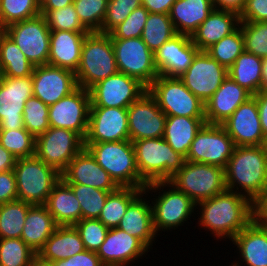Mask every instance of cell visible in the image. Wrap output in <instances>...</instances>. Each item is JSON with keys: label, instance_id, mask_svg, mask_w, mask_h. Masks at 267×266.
Segmentation results:
<instances>
[{"label": "cell", "instance_id": "cell-43", "mask_svg": "<svg viewBox=\"0 0 267 266\" xmlns=\"http://www.w3.org/2000/svg\"><path fill=\"white\" fill-rule=\"evenodd\" d=\"M0 143L16 159L35 155L36 138L26 128L0 130Z\"/></svg>", "mask_w": 267, "mask_h": 266}, {"label": "cell", "instance_id": "cell-4", "mask_svg": "<svg viewBox=\"0 0 267 266\" xmlns=\"http://www.w3.org/2000/svg\"><path fill=\"white\" fill-rule=\"evenodd\" d=\"M140 178L146 183L167 182L184 165L186 159L175 152L163 138L133 141Z\"/></svg>", "mask_w": 267, "mask_h": 266}, {"label": "cell", "instance_id": "cell-61", "mask_svg": "<svg viewBox=\"0 0 267 266\" xmlns=\"http://www.w3.org/2000/svg\"><path fill=\"white\" fill-rule=\"evenodd\" d=\"M262 91H267V58L262 62Z\"/></svg>", "mask_w": 267, "mask_h": 266}, {"label": "cell", "instance_id": "cell-38", "mask_svg": "<svg viewBox=\"0 0 267 266\" xmlns=\"http://www.w3.org/2000/svg\"><path fill=\"white\" fill-rule=\"evenodd\" d=\"M31 206L18 199L0 205V238H21L25 218Z\"/></svg>", "mask_w": 267, "mask_h": 266}, {"label": "cell", "instance_id": "cell-56", "mask_svg": "<svg viewBox=\"0 0 267 266\" xmlns=\"http://www.w3.org/2000/svg\"><path fill=\"white\" fill-rule=\"evenodd\" d=\"M257 102L261 128L265 139L267 140V91H260L252 95Z\"/></svg>", "mask_w": 267, "mask_h": 266}, {"label": "cell", "instance_id": "cell-63", "mask_svg": "<svg viewBox=\"0 0 267 266\" xmlns=\"http://www.w3.org/2000/svg\"><path fill=\"white\" fill-rule=\"evenodd\" d=\"M6 35V26L0 21V43L2 38Z\"/></svg>", "mask_w": 267, "mask_h": 266}, {"label": "cell", "instance_id": "cell-23", "mask_svg": "<svg viewBox=\"0 0 267 266\" xmlns=\"http://www.w3.org/2000/svg\"><path fill=\"white\" fill-rule=\"evenodd\" d=\"M149 251L138 238L119 228H111L97 255L104 266H128L147 255Z\"/></svg>", "mask_w": 267, "mask_h": 266}, {"label": "cell", "instance_id": "cell-12", "mask_svg": "<svg viewBox=\"0 0 267 266\" xmlns=\"http://www.w3.org/2000/svg\"><path fill=\"white\" fill-rule=\"evenodd\" d=\"M111 40L120 73L138 79L146 87L159 76L154 64V53L141 37Z\"/></svg>", "mask_w": 267, "mask_h": 266}, {"label": "cell", "instance_id": "cell-24", "mask_svg": "<svg viewBox=\"0 0 267 266\" xmlns=\"http://www.w3.org/2000/svg\"><path fill=\"white\" fill-rule=\"evenodd\" d=\"M61 178L67 184H81L108 192H113L119 188L85 147L61 173Z\"/></svg>", "mask_w": 267, "mask_h": 266}, {"label": "cell", "instance_id": "cell-11", "mask_svg": "<svg viewBox=\"0 0 267 266\" xmlns=\"http://www.w3.org/2000/svg\"><path fill=\"white\" fill-rule=\"evenodd\" d=\"M6 34L35 67L48 64L50 29L42 14L6 26Z\"/></svg>", "mask_w": 267, "mask_h": 266}, {"label": "cell", "instance_id": "cell-40", "mask_svg": "<svg viewBox=\"0 0 267 266\" xmlns=\"http://www.w3.org/2000/svg\"><path fill=\"white\" fill-rule=\"evenodd\" d=\"M244 50V37L239 26L234 32L209 47L206 52L222 66L229 69Z\"/></svg>", "mask_w": 267, "mask_h": 266}, {"label": "cell", "instance_id": "cell-33", "mask_svg": "<svg viewBox=\"0 0 267 266\" xmlns=\"http://www.w3.org/2000/svg\"><path fill=\"white\" fill-rule=\"evenodd\" d=\"M205 123V117L167 116L163 139L186 158L192 141Z\"/></svg>", "mask_w": 267, "mask_h": 266}, {"label": "cell", "instance_id": "cell-46", "mask_svg": "<svg viewBox=\"0 0 267 266\" xmlns=\"http://www.w3.org/2000/svg\"><path fill=\"white\" fill-rule=\"evenodd\" d=\"M109 0H74L73 5L81 23L90 32L102 33V23Z\"/></svg>", "mask_w": 267, "mask_h": 266}, {"label": "cell", "instance_id": "cell-25", "mask_svg": "<svg viewBox=\"0 0 267 266\" xmlns=\"http://www.w3.org/2000/svg\"><path fill=\"white\" fill-rule=\"evenodd\" d=\"M251 97L249 91L227 76L218 90L204 103L206 123L221 125Z\"/></svg>", "mask_w": 267, "mask_h": 266}, {"label": "cell", "instance_id": "cell-47", "mask_svg": "<svg viewBox=\"0 0 267 266\" xmlns=\"http://www.w3.org/2000/svg\"><path fill=\"white\" fill-rule=\"evenodd\" d=\"M48 113V105L35 96L30 97L23 109L24 128L36 138L50 127Z\"/></svg>", "mask_w": 267, "mask_h": 266}, {"label": "cell", "instance_id": "cell-35", "mask_svg": "<svg viewBox=\"0 0 267 266\" xmlns=\"http://www.w3.org/2000/svg\"><path fill=\"white\" fill-rule=\"evenodd\" d=\"M263 58L243 51L228 69V76L252 95L262 91Z\"/></svg>", "mask_w": 267, "mask_h": 266}, {"label": "cell", "instance_id": "cell-22", "mask_svg": "<svg viewBox=\"0 0 267 266\" xmlns=\"http://www.w3.org/2000/svg\"><path fill=\"white\" fill-rule=\"evenodd\" d=\"M198 52L190 36L177 33L154 52V64L159 75L179 77Z\"/></svg>", "mask_w": 267, "mask_h": 266}, {"label": "cell", "instance_id": "cell-57", "mask_svg": "<svg viewBox=\"0 0 267 266\" xmlns=\"http://www.w3.org/2000/svg\"><path fill=\"white\" fill-rule=\"evenodd\" d=\"M214 9L233 11L241 13L245 6L246 0H213Z\"/></svg>", "mask_w": 267, "mask_h": 266}, {"label": "cell", "instance_id": "cell-42", "mask_svg": "<svg viewBox=\"0 0 267 266\" xmlns=\"http://www.w3.org/2000/svg\"><path fill=\"white\" fill-rule=\"evenodd\" d=\"M80 202L82 219H98L110 192L81 184H68Z\"/></svg>", "mask_w": 267, "mask_h": 266}, {"label": "cell", "instance_id": "cell-21", "mask_svg": "<svg viewBox=\"0 0 267 266\" xmlns=\"http://www.w3.org/2000/svg\"><path fill=\"white\" fill-rule=\"evenodd\" d=\"M221 126L232 138L235 146L267 145L257 102L253 96L241 104Z\"/></svg>", "mask_w": 267, "mask_h": 266}, {"label": "cell", "instance_id": "cell-19", "mask_svg": "<svg viewBox=\"0 0 267 266\" xmlns=\"http://www.w3.org/2000/svg\"><path fill=\"white\" fill-rule=\"evenodd\" d=\"M130 140L127 108L90 107L84 143Z\"/></svg>", "mask_w": 267, "mask_h": 266}, {"label": "cell", "instance_id": "cell-29", "mask_svg": "<svg viewBox=\"0 0 267 266\" xmlns=\"http://www.w3.org/2000/svg\"><path fill=\"white\" fill-rule=\"evenodd\" d=\"M239 25L240 17L238 13L213 9L192 34L191 40L199 51H206L213 44L234 32Z\"/></svg>", "mask_w": 267, "mask_h": 266}, {"label": "cell", "instance_id": "cell-49", "mask_svg": "<svg viewBox=\"0 0 267 266\" xmlns=\"http://www.w3.org/2000/svg\"><path fill=\"white\" fill-rule=\"evenodd\" d=\"M149 12L144 6H140L133 10L129 16L108 34L111 39H129L142 36L145 22L147 21Z\"/></svg>", "mask_w": 267, "mask_h": 266}, {"label": "cell", "instance_id": "cell-39", "mask_svg": "<svg viewBox=\"0 0 267 266\" xmlns=\"http://www.w3.org/2000/svg\"><path fill=\"white\" fill-rule=\"evenodd\" d=\"M176 34L169 14L149 13L141 38L154 53Z\"/></svg>", "mask_w": 267, "mask_h": 266}, {"label": "cell", "instance_id": "cell-48", "mask_svg": "<svg viewBox=\"0 0 267 266\" xmlns=\"http://www.w3.org/2000/svg\"><path fill=\"white\" fill-rule=\"evenodd\" d=\"M245 51L267 58V22H240Z\"/></svg>", "mask_w": 267, "mask_h": 266}, {"label": "cell", "instance_id": "cell-8", "mask_svg": "<svg viewBox=\"0 0 267 266\" xmlns=\"http://www.w3.org/2000/svg\"><path fill=\"white\" fill-rule=\"evenodd\" d=\"M168 182L196 204L226 190L224 168L191 161H186Z\"/></svg>", "mask_w": 267, "mask_h": 266}, {"label": "cell", "instance_id": "cell-52", "mask_svg": "<svg viewBox=\"0 0 267 266\" xmlns=\"http://www.w3.org/2000/svg\"><path fill=\"white\" fill-rule=\"evenodd\" d=\"M240 22H267V0H246Z\"/></svg>", "mask_w": 267, "mask_h": 266}, {"label": "cell", "instance_id": "cell-58", "mask_svg": "<svg viewBox=\"0 0 267 266\" xmlns=\"http://www.w3.org/2000/svg\"><path fill=\"white\" fill-rule=\"evenodd\" d=\"M255 219L262 225L267 226V191L254 204Z\"/></svg>", "mask_w": 267, "mask_h": 266}, {"label": "cell", "instance_id": "cell-2", "mask_svg": "<svg viewBox=\"0 0 267 266\" xmlns=\"http://www.w3.org/2000/svg\"><path fill=\"white\" fill-rule=\"evenodd\" d=\"M225 184L255 204L267 191V145L236 146L225 168Z\"/></svg>", "mask_w": 267, "mask_h": 266}, {"label": "cell", "instance_id": "cell-20", "mask_svg": "<svg viewBox=\"0 0 267 266\" xmlns=\"http://www.w3.org/2000/svg\"><path fill=\"white\" fill-rule=\"evenodd\" d=\"M33 96L50 106L78 88L75 72L51 65L34 67Z\"/></svg>", "mask_w": 267, "mask_h": 266}, {"label": "cell", "instance_id": "cell-27", "mask_svg": "<svg viewBox=\"0 0 267 266\" xmlns=\"http://www.w3.org/2000/svg\"><path fill=\"white\" fill-rule=\"evenodd\" d=\"M231 241L242 258L231 264L245 262L247 266H267V226L254 218Z\"/></svg>", "mask_w": 267, "mask_h": 266}, {"label": "cell", "instance_id": "cell-62", "mask_svg": "<svg viewBox=\"0 0 267 266\" xmlns=\"http://www.w3.org/2000/svg\"><path fill=\"white\" fill-rule=\"evenodd\" d=\"M32 266H56V264L43 261L36 256L35 259L33 260Z\"/></svg>", "mask_w": 267, "mask_h": 266}, {"label": "cell", "instance_id": "cell-16", "mask_svg": "<svg viewBox=\"0 0 267 266\" xmlns=\"http://www.w3.org/2000/svg\"><path fill=\"white\" fill-rule=\"evenodd\" d=\"M228 76V69L206 51H199L187 71L179 78L204 103L218 90Z\"/></svg>", "mask_w": 267, "mask_h": 266}, {"label": "cell", "instance_id": "cell-13", "mask_svg": "<svg viewBox=\"0 0 267 266\" xmlns=\"http://www.w3.org/2000/svg\"><path fill=\"white\" fill-rule=\"evenodd\" d=\"M235 147L232 138L221 125L205 123L192 141L185 159L225 169Z\"/></svg>", "mask_w": 267, "mask_h": 266}, {"label": "cell", "instance_id": "cell-17", "mask_svg": "<svg viewBox=\"0 0 267 266\" xmlns=\"http://www.w3.org/2000/svg\"><path fill=\"white\" fill-rule=\"evenodd\" d=\"M127 112L131 142L163 138L167 115L159 108L148 90L127 107Z\"/></svg>", "mask_w": 267, "mask_h": 266}, {"label": "cell", "instance_id": "cell-51", "mask_svg": "<svg viewBox=\"0 0 267 266\" xmlns=\"http://www.w3.org/2000/svg\"><path fill=\"white\" fill-rule=\"evenodd\" d=\"M142 5V0H109L102 23V33H109L122 23L129 14Z\"/></svg>", "mask_w": 267, "mask_h": 266}, {"label": "cell", "instance_id": "cell-55", "mask_svg": "<svg viewBox=\"0 0 267 266\" xmlns=\"http://www.w3.org/2000/svg\"><path fill=\"white\" fill-rule=\"evenodd\" d=\"M176 0H142L149 13L169 14Z\"/></svg>", "mask_w": 267, "mask_h": 266}, {"label": "cell", "instance_id": "cell-31", "mask_svg": "<svg viewBox=\"0 0 267 266\" xmlns=\"http://www.w3.org/2000/svg\"><path fill=\"white\" fill-rule=\"evenodd\" d=\"M85 250L84 244L76 228L72 226H57L47 239L37 257L43 261L55 263L65 260Z\"/></svg>", "mask_w": 267, "mask_h": 266}, {"label": "cell", "instance_id": "cell-64", "mask_svg": "<svg viewBox=\"0 0 267 266\" xmlns=\"http://www.w3.org/2000/svg\"><path fill=\"white\" fill-rule=\"evenodd\" d=\"M3 79H4V73H3L2 68L0 67V86H1L2 83H3Z\"/></svg>", "mask_w": 267, "mask_h": 266}, {"label": "cell", "instance_id": "cell-3", "mask_svg": "<svg viewBox=\"0 0 267 266\" xmlns=\"http://www.w3.org/2000/svg\"><path fill=\"white\" fill-rule=\"evenodd\" d=\"M84 147L119 187H146L147 184L139 176L135 150L130 140L84 143Z\"/></svg>", "mask_w": 267, "mask_h": 266}, {"label": "cell", "instance_id": "cell-50", "mask_svg": "<svg viewBox=\"0 0 267 266\" xmlns=\"http://www.w3.org/2000/svg\"><path fill=\"white\" fill-rule=\"evenodd\" d=\"M83 241L85 250L96 252L109 231L99 219H81L73 225Z\"/></svg>", "mask_w": 267, "mask_h": 266}, {"label": "cell", "instance_id": "cell-10", "mask_svg": "<svg viewBox=\"0 0 267 266\" xmlns=\"http://www.w3.org/2000/svg\"><path fill=\"white\" fill-rule=\"evenodd\" d=\"M83 148L84 139L78 133L49 127L36 137L35 155L61 174Z\"/></svg>", "mask_w": 267, "mask_h": 266}, {"label": "cell", "instance_id": "cell-28", "mask_svg": "<svg viewBox=\"0 0 267 266\" xmlns=\"http://www.w3.org/2000/svg\"><path fill=\"white\" fill-rule=\"evenodd\" d=\"M90 32L50 31L48 65L76 72L81 60V50Z\"/></svg>", "mask_w": 267, "mask_h": 266}, {"label": "cell", "instance_id": "cell-37", "mask_svg": "<svg viewBox=\"0 0 267 266\" xmlns=\"http://www.w3.org/2000/svg\"><path fill=\"white\" fill-rule=\"evenodd\" d=\"M0 67L4 76L17 78L32 75L35 66L6 34L0 43Z\"/></svg>", "mask_w": 267, "mask_h": 266}, {"label": "cell", "instance_id": "cell-53", "mask_svg": "<svg viewBox=\"0 0 267 266\" xmlns=\"http://www.w3.org/2000/svg\"><path fill=\"white\" fill-rule=\"evenodd\" d=\"M18 199L14 170L0 172V205Z\"/></svg>", "mask_w": 267, "mask_h": 266}, {"label": "cell", "instance_id": "cell-44", "mask_svg": "<svg viewBox=\"0 0 267 266\" xmlns=\"http://www.w3.org/2000/svg\"><path fill=\"white\" fill-rule=\"evenodd\" d=\"M50 31L90 32L80 21L73 3L56 10H40Z\"/></svg>", "mask_w": 267, "mask_h": 266}, {"label": "cell", "instance_id": "cell-41", "mask_svg": "<svg viewBox=\"0 0 267 266\" xmlns=\"http://www.w3.org/2000/svg\"><path fill=\"white\" fill-rule=\"evenodd\" d=\"M36 256L21 238H0V266H32Z\"/></svg>", "mask_w": 267, "mask_h": 266}, {"label": "cell", "instance_id": "cell-60", "mask_svg": "<svg viewBox=\"0 0 267 266\" xmlns=\"http://www.w3.org/2000/svg\"><path fill=\"white\" fill-rule=\"evenodd\" d=\"M74 0H40V10H56L68 6Z\"/></svg>", "mask_w": 267, "mask_h": 266}, {"label": "cell", "instance_id": "cell-18", "mask_svg": "<svg viewBox=\"0 0 267 266\" xmlns=\"http://www.w3.org/2000/svg\"><path fill=\"white\" fill-rule=\"evenodd\" d=\"M32 96V75L17 78L4 76L0 86V130L24 128L23 109Z\"/></svg>", "mask_w": 267, "mask_h": 266}, {"label": "cell", "instance_id": "cell-14", "mask_svg": "<svg viewBox=\"0 0 267 266\" xmlns=\"http://www.w3.org/2000/svg\"><path fill=\"white\" fill-rule=\"evenodd\" d=\"M146 91L147 87L138 79L118 72L89 89L90 107L127 108Z\"/></svg>", "mask_w": 267, "mask_h": 266}, {"label": "cell", "instance_id": "cell-65", "mask_svg": "<svg viewBox=\"0 0 267 266\" xmlns=\"http://www.w3.org/2000/svg\"><path fill=\"white\" fill-rule=\"evenodd\" d=\"M242 263L239 265V264H231L230 266H241Z\"/></svg>", "mask_w": 267, "mask_h": 266}, {"label": "cell", "instance_id": "cell-1", "mask_svg": "<svg viewBox=\"0 0 267 266\" xmlns=\"http://www.w3.org/2000/svg\"><path fill=\"white\" fill-rule=\"evenodd\" d=\"M199 207V208H198ZM200 210L199 226L210 231L216 239L230 241L254 218V203L235 191L225 190L216 196L196 204Z\"/></svg>", "mask_w": 267, "mask_h": 266}, {"label": "cell", "instance_id": "cell-15", "mask_svg": "<svg viewBox=\"0 0 267 266\" xmlns=\"http://www.w3.org/2000/svg\"><path fill=\"white\" fill-rule=\"evenodd\" d=\"M91 106L90 92L78 87L70 95L49 106L50 127L65 128L86 138Z\"/></svg>", "mask_w": 267, "mask_h": 266}, {"label": "cell", "instance_id": "cell-5", "mask_svg": "<svg viewBox=\"0 0 267 266\" xmlns=\"http://www.w3.org/2000/svg\"><path fill=\"white\" fill-rule=\"evenodd\" d=\"M118 72L110 35L88 33L83 42L80 64L75 72L78 87L89 90L97 82Z\"/></svg>", "mask_w": 267, "mask_h": 266}, {"label": "cell", "instance_id": "cell-36", "mask_svg": "<svg viewBox=\"0 0 267 266\" xmlns=\"http://www.w3.org/2000/svg\"><path fill=\"white\" fill-rule=\"evenodd\" d=\"M143 191L134 187H119L110 192L99 220L109 229L117 228L129 204Z\"/></svg>", "mask_w": 267, "mask_h": 266}, {"label": "cell", "instance_id": "cell-30", "mask_svg": "<svg viewBox=\"0 0 267 266\" xmlns=\"http://www.w3.org/2000/svg\"><path fill=\"white\" fill-rule=\"evenodd\" d=\"M45 206L58 226H72L82 219L80 202L62 178L53 186Z\"/></svg>", "mask_w": 267, "mask_h": 266}, {"label": "cell", "instance_id": "cell-32", "mask_svg": "<svg viewBox=\"0 0 267 266\" xmlns=\"http://www.w3.org/2000/svg\"><path fill=\"white\" fill-rule=\"evenodd\" d=\"M213 9L212 0H176L169 16L176 33L191 37Z\"/></svg>", "mask_w": 267, "mask_h": 266}, {"label": "cell", "instance_id": "cell-9", "mask_svg": "<svg viewBox=\"0 0 267 266\" xmlns=\"http://www.w3.org/2000/svg\"><path fill=\"white\" fill-rule=\"evenodd\" d=\"M167 116L205 117V105L179 77L159 75L148 87Z\"/></svg>", "mask_w": 267, "mask_h": 266}, {"label": "cell", "instance_id": "cell-6", "mask_svg": "<svg viewBox=\"0 0 267 266\" xmlns=\"http://www.w3.org/2000/svg\"><path fill=\"white\" fill-rule=\"evenodd\" d=\"M143 190L146 194L159 191V195H153L155 198L151 199L153 227L156 234L183 226L196 210V203L168 181L147 184Z\"/></svg>", "mask_w": 267, "mask_h": 266}, {"label": "cell", "instance_id": "cell-7", "mask_svg": "<svg viewBox=\"0 0 267 266\" xmlns=\"http://www.w3.org/2000/svg\"><path fill=\"white\" fill-rule=\"evenodd\" d=\"M13 170L18 200L31 205H45L53 186L61 179V174L55 168L36 155L16 159Z\"/></svg>", "mask_w": 267, "mask_h": 266}, {"label": "cell", "instance_id": "cell-26", "mask_svg": "<svg viewBox=\"0 0 267 266\" xmlns=\"http://www.w3.org/2000/svg\"><path fill=\"white\" fill-rule=\"evenodd\" d=\"M144 195L148 196L143 190L129 204L117 228L138 238L148 249H152L157 235L160 234H156L154 230L151 203Z\"/></svg>", "mask_w": 267, "mask_h": 266}, {"label": "cell", "instance_id": "cell-34", "mask_svg": "<svg viewBox=\"0 0 267 266\" xmlns=\"http://www.w3.org/2000/svg\"><path fill=\"white\" fill-rule=\"evenodd\" d=\"M57 226L45 205H32L25 218L21 239L37 254Z\"/></svg>", "mask_w": 267, "mask_h": 266}, {"label": "cell", "instance_id": "cell-45", "mask_svg": "<svg viewBox=\"0 0 267 266\" xmlns=\"http://www.w3.org/2000/svg\"><path fill=\"white\" fill-rule=\"evenodd\" d=\"M40 14V0H0V21L8 26Z\"/></svg>", "mask_w": 267, "mask_h": 266}, {"label": "cell", "instance_id": "cell-59", "mask_svg": "<svg viewBox=\"0 0 267 266\" xmlns=\"http://www.w3.org/2000/svg\"><path fill=\"white\" fill-rule=\"evenodd\" d=\"M15 162L16 158L0 143V172L13 170Z\"/></svg>", "mask_w": 267, "mask_h": 266}, {"label": "cell", "instance_id": "cell-54", "mask_svg": "<svg viewBox=\"0 0 267 266\" xmlns=\"http://www.w3.org/2000/svg\"><path fill=\"white\" fill-rule=\"evenodd\" d=\"M56 266H104L96 252L84 250L65 260L55 262Z\"/></svg>", "mask_w": 267, "mask_h": 266}]
</instances>
